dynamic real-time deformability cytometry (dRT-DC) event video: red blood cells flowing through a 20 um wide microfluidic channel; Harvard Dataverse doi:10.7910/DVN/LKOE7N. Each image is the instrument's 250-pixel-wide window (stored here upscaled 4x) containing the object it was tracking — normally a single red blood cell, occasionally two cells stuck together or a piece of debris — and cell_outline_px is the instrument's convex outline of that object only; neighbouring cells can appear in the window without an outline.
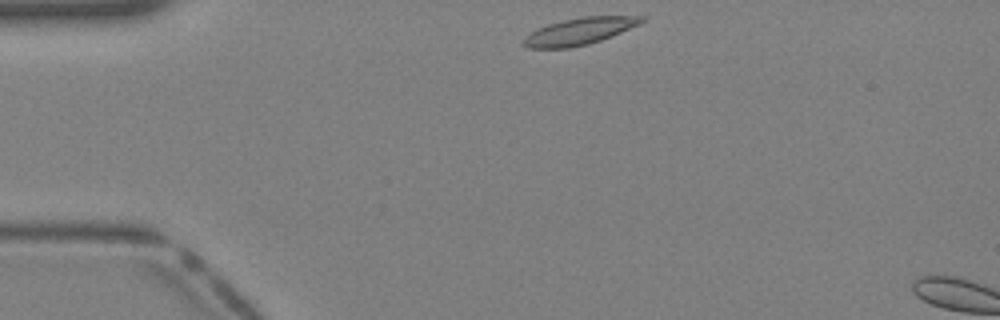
{"species": "Egyptian fruit bat (a non-hibernating species)", "species_latin": "Rousettus aegyptiacus", "temperature_condition": "warm", "stored_images_in_passage": 3, "camera_frame_rate_fps": 3000, "um_per_image_px": 0.085, "animal": {"sex": "female"}, "frame": {"image": 1, "passage_image": 1, "time_ms": 0.0, "image_size_px": [1000, 320], "cell_outline_px": [[644, 20], [640, 24], [600, 40], [588, 44], [568, 48], [528, 48], [524, 44], [524, 36], [548, 24], [580, 16], [644, 16]], "centroid_in_image_um": [49.25, 2.65], "position_along_channel_um": 35.7, "area_um2": 18.15}}